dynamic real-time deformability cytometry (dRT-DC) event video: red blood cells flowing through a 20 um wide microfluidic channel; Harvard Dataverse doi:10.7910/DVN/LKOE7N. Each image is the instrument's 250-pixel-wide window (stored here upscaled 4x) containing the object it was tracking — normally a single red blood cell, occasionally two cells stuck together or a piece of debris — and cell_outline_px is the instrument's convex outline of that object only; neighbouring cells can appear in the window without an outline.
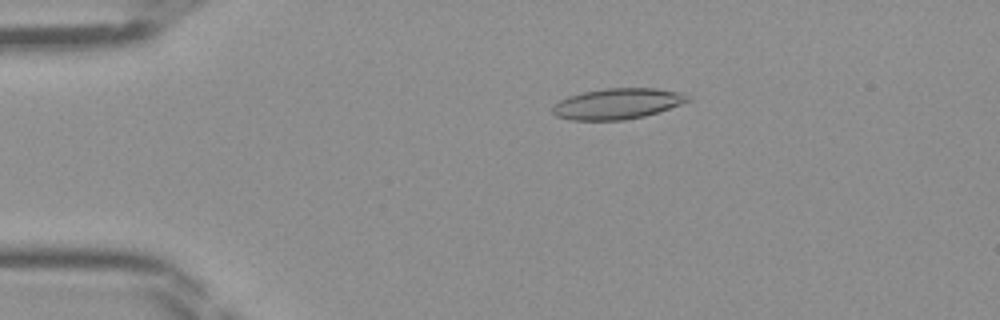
{"species": "Egyptian fruit bat (a non-hibernating species)", "species_latin": "Rousettus aegyptiacus", "temperature_condition": "room temperature", "stored_images_in_passage": 39, "camera_frame_rate_fps": 3000, "um_per_image_px": 0.085, "frame": {"image": 1, "passage_image": 2, "time_ms": 0.333, "image_size_px": [1000, 320], "cell_outline_px": [[692, 100], [644, 116], [624, 120], [572, 120], [556, 116], [552, 112], [552, 108], [560, 100], [568, 96], [584, 92], [604, 88], [656, 88], [684, 92], [692, 96]], "centroid_in_image_um": [52.52, 8.8], "position_along_channel_um": 32.5, "area_um2": 24.28}}
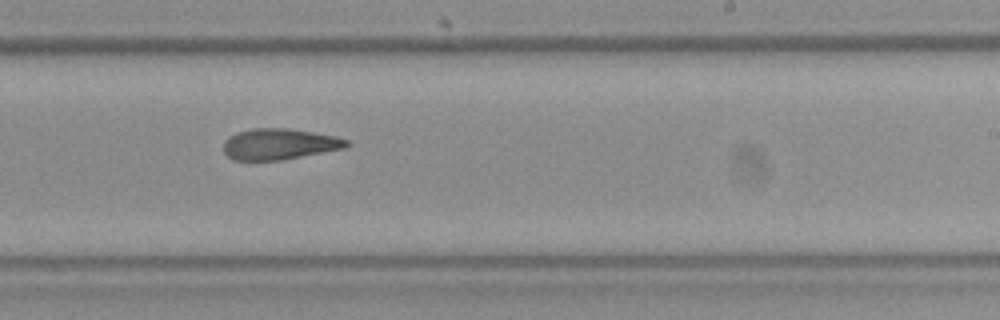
{"frame": {"image": 2, "passage_image": 21, "time_ms": 6.667, "image_size_px": [1000, 320], "cell_outline_px": [[352, 144], [348, 148], [284, 160], [232, 160], [224, 152], [224, 140], [228, 136], [236, 132], [252, 128], [288, 128], [336, 136], [348, 140]], "centroid_in_image_um": [23.78, 12.25], "position_along_channel_um": 265.2, "area_um2": 22.66}}
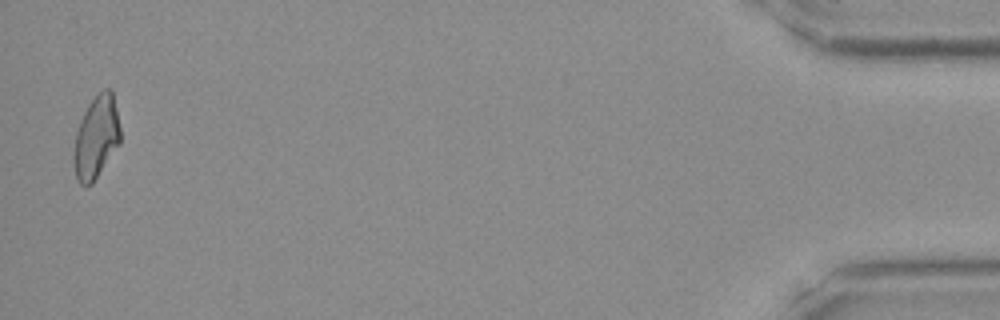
{"frame": {"image": 3, "passage_image": 38, "time_ms": 12.333, "image_size_px": [1000, 320], "cell_outline_px": [[120, 144], [92, 184], [80, 184], [76, 176], [72, 164], [72, 156], [76, 132], [80, 120], [88, 104], [104, 88], [112, 88], [120, 128]], "centroid_in_image_um": [8.17, 11.67], "position_along_channel_um": 427.0, "area_um2": 22.54}}